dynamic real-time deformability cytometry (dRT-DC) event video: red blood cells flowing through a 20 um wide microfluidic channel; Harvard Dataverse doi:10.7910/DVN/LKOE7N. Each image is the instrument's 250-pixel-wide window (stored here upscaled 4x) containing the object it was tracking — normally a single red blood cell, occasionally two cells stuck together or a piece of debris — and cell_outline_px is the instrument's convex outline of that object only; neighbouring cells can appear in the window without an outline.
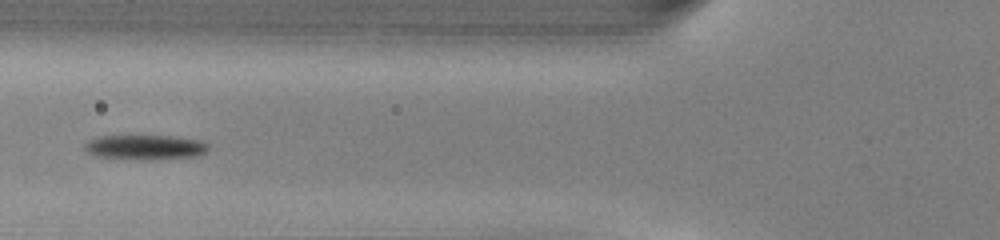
{"species": "common noctule bat (a hibernating species)", "species_latin": "Nyctalus noctula", "temperature_condition": "warm", "stored_images_in_passage": 39, "camera_frame_rate_fps": 3000, "um_per_image_px": 0.085, "animal": {"sex": "male", "body_mass_g": 13.0, "forearm_length_mm": 53.1}, "frame": {"image": 1, "passage_image": 8, "time_ms": 2.333, "image_size_px": [1000, 240], "cell_outline_px": [[208, 148], [200, 156], [148, 160], [144, 160], [96, 156], [88, 152], [84, 148], [84, 144], [88, 140], [100, 136], [172, 136], [200, 140], [208, 144]], "centroid_in_image_um": [12.35, 12.52], "position_along_channel_um": 113.5, "area_um2": 17.86}}
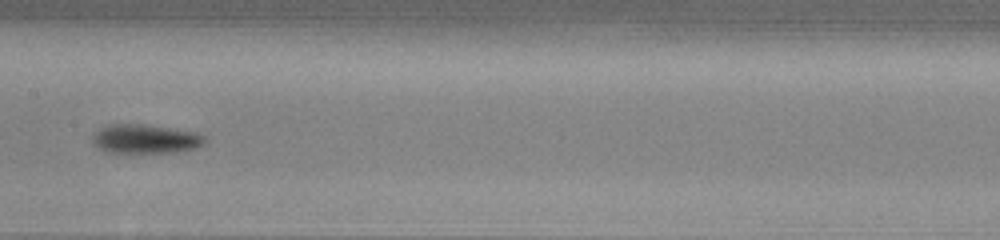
{"frame": {"image": 2, "passage_image": 14, "time_ms": 4.333, "image_size_px": [1000, 240], "cell_outline_px": [[208, 140], [204, 144], [196, 148], [176, 152], [112, 152], [100, 148], [92, 144], [92, 136], [100, 128], [108, 124], [140, 124], [196, 132], [204, 136]], "centroid_in_image_um": [12.37, 11.8], "position_along_channel_um": 195.0, "area_um2": 18.84}}
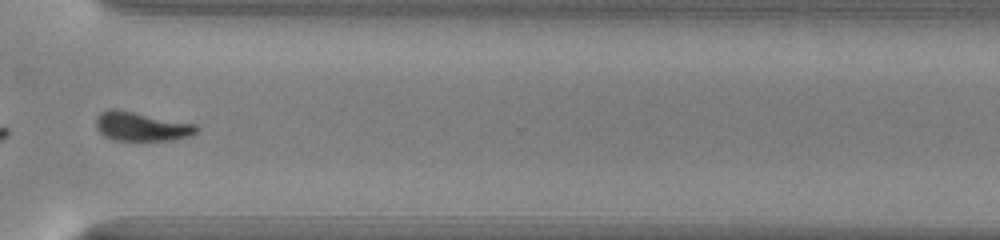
{"frame": {"image": 3, "passage_image": 26, "time_ms": 8.333, "image_size_px": [1000, 240], "cell_outline_px": [[200, 128], [196, 132], [188, 136], [172, 140], [112, 140], [104, 136], [96, 128], [96, 116], [100, 112], [112, 108], [116, 108], [196, 124]], "centroid_in_image_um": [11.99, 10.74], "position_along_channel_um": 358.6, "area_um2": 17.11}, "authors_computed_cell_mechanics": {"area_um2": 17.918, "velocity_mm_per_s": 4.0863, "shape_relaxation_time_tau1_ms": 2.5003, "shape_relaxation_time_tau2_ms": null, "deformation_change_tau1": 0.1368, "deformation_change_tau2": null}}